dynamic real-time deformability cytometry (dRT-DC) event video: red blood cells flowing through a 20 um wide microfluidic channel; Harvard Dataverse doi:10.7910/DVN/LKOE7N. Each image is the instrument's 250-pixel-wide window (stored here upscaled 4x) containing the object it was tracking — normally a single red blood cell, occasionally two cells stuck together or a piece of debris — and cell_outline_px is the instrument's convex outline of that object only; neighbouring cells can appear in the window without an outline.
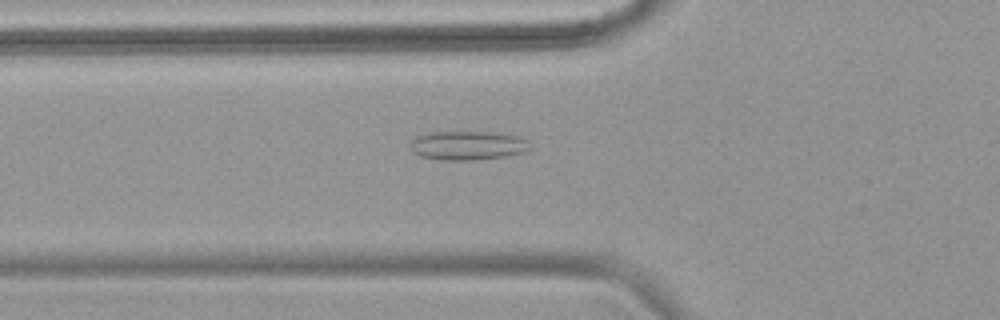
{"species": "common noctule bat (a hibernating species)", "species_latin": "Nyctalus noctula", "temperature_condition": "warm", "stored_images_in_passage": 40, "camera_frame_rate_fps": 3000, "um_per_image_px": 0.085, "animal": {"sex": "female", "body_mass_g": 18.4}, "frame": {"image": 1, "passage_image": 6, "time_ms": 1.667, "image_size_px": [1000, 320], "cell_outline_px": [[528, 148], [524, 152], [504, 156], [476, 160], [444, 160], [420, 156], [412, 152], [412, 140], [416, 136], [428, 132], [496, 132], [516, 136], [524, 140]], "centroid_in_image_um": [39.69, 12.36], "position_along_channel_um": 86.1, "area_um2": 19.88}}
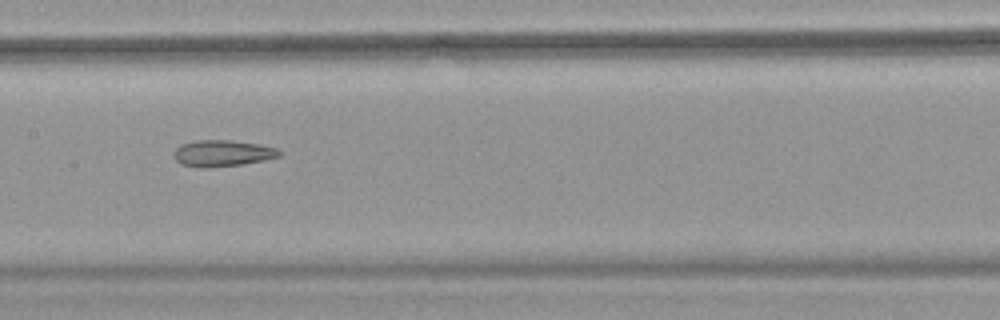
{"frame": {"image": 2, "passage_image": 14, "time_ms": 4.333, "image_size_px": [1000, 320], "cell_outline_px": [[280, 156], [264, 160], [240, 164], [204, 168], [180, 164], [176, 160], [176, 148], [180, 144], [196, 140], [228, 140], [256, 144], [276, 148], [280, 152]], "centroid_in_image_um": [18.88, 13.02], "position_along_channel_um": 188.5, "area_um2": 15.84}}
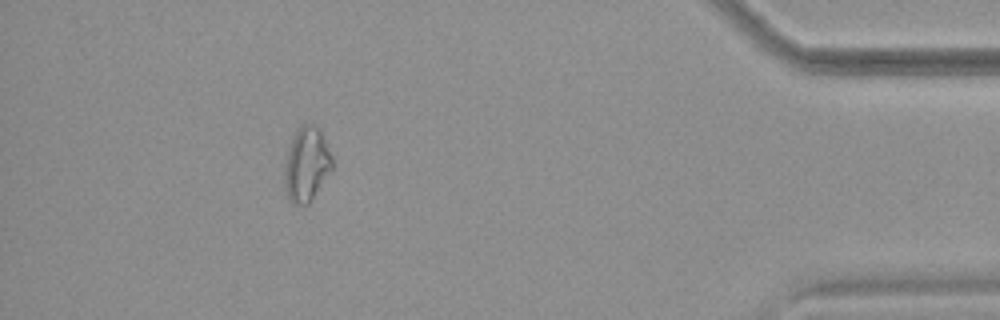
{"frame": {"image": 3, "passage_image": 35, "time_ms": 11.333, "image_size_px": [1000, 320], "cell_outline_px": [[332, 168], [308, 204], [292, 204], [288, 196], [284, 180], [284, 172], [288, 152], [292, 140], [300, 124], [312, 124], [320, 132], [332, 156]], "centroid_in_image_um": [26.05, 13.98], "position_along_channel_um": 409.2, "area_um2": 19.88}}